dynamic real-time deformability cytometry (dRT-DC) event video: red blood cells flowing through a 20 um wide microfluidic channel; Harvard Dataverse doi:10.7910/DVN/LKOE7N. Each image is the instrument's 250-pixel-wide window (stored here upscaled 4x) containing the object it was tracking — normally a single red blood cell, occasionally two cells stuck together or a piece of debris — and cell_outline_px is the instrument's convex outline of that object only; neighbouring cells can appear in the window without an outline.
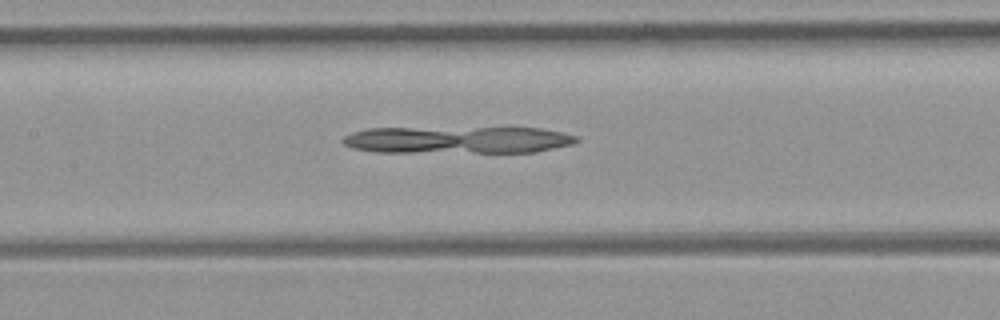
{"species": "common noctule bat (a hibernating species)", "species_latin": "Nyctalus noctula", "temperature_condition": "room temperature", "stored_images_in_passage": 50, "camera_frame_rate_fps": 3000, "um_per_image_px": 0.085, "animal": {"sex": "female", "body_mass_g": 21.9}, "frame": {"image": 1, "passage_image": 23, "time_ms": 7.333, "image_size_px": [1000, 320], "cell_outline_px": [[580, 140], [572, 144], [536, 152], [376, 152], [352, 148], [344, 144], [340, 140], [344, 136], [352, 132], [368, 128], [540, 128], [564, 132], [580, 136]], "centroid_in_image_um": [38.92, 11.89], "position_along_channel_um": 168.5, "area_um2": 37.11}}
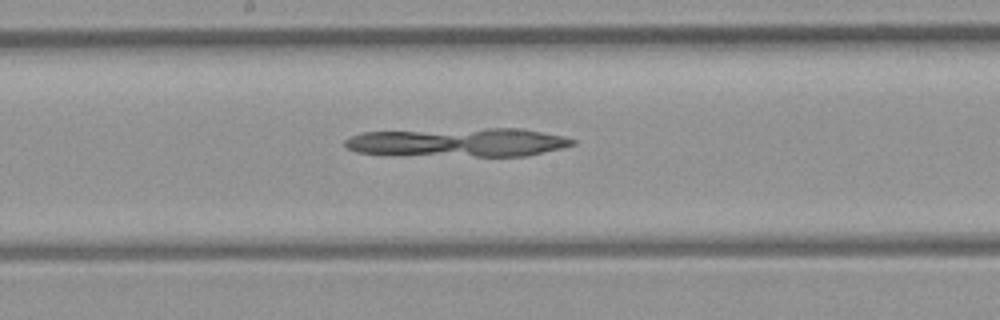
{"frame": {"image": 2, "passage_image": 26, "time_ms": 8.333, "image_size_px": [1000, 320], "cell_outline_px": [[576, 144], [564, 148], [528, 156], [476, 156], [356, 152], [348, 148], [344, 144], [344, 140], [352, 136], [364, 132], [488, 128], [520, 128], [564, 136], [576, 140]], "centroid_in_image_um": [39.09, 12.09], "position_along_channel_um": 209.1, "area_um2": 37.63}}